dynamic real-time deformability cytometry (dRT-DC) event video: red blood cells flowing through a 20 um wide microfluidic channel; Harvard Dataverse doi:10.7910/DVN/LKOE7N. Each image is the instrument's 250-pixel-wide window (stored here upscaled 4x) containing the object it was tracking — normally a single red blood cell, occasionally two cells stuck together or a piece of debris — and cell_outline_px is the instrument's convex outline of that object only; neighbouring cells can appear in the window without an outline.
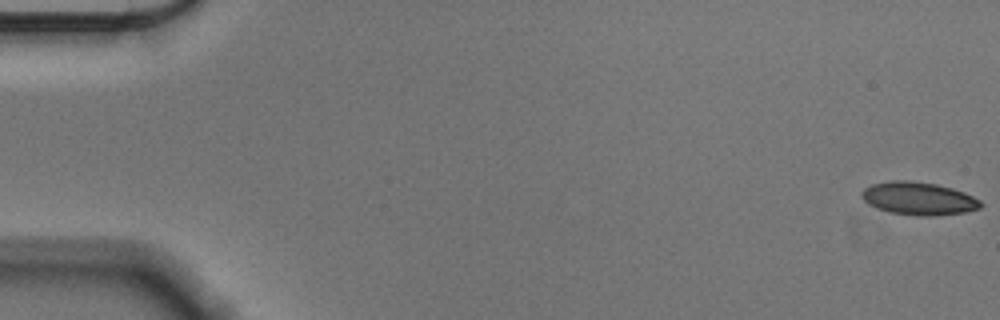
{"species": "Egyptian fruit bat (a non-hibernating species)", "species_latin": "Rousettus aegyptiacus", "temperature_condition": "cold", "stored_images_in_passage": 56, "camera_frame_rate_fps": 3000, "um_per_image_px": 0.085, "animal": {"sex": "male"}, "frame": {"image": 1, "passage_image": 1, "time_ms": 0.0, "image_size_px": [1000, 320], "cell_outline_px": [[984, 204], [980, 208], [964, 212], [932, 216], [920, 216], [892, 212], [868, 204], [860, 196], [860, 192], [864, 188], [872, 184], [892, 180], [904, 180], [936, 184], [952, 188], [964, 192], [980, 200]], "centroid_in_image_um": [78.09, 16.86], "position_along_channel_um": 6.9, "area_um2": 22.66}}
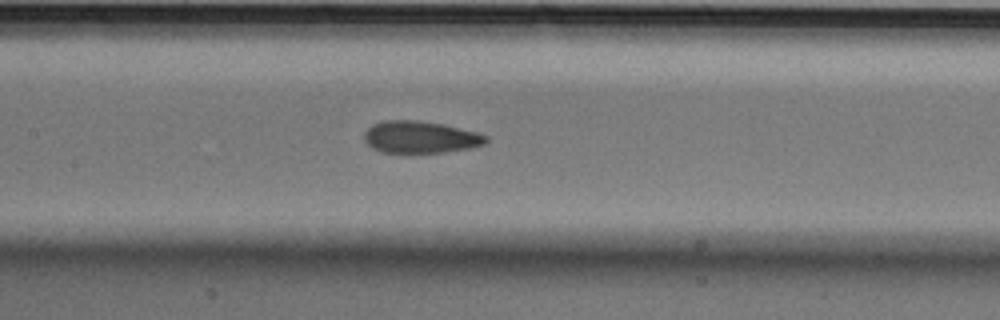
{"frame": {"image": 2, "passage_image": 27, "time_ms": 8.667, "image_size_px": [1000, 320], "cell_outline_px": [[488, 140], [484, 144], [468, 148], [444, 152], [380, 152], [372, 148], [364, 140], [364, 132], [372, 124], [384, 120], [420, 120], [444, 124], [476, 132], [488, 136]], "centroid_in_image_um": [35.7, 11.64], "position_along_channel_um": 171.7, "area_um2": 22.72}}
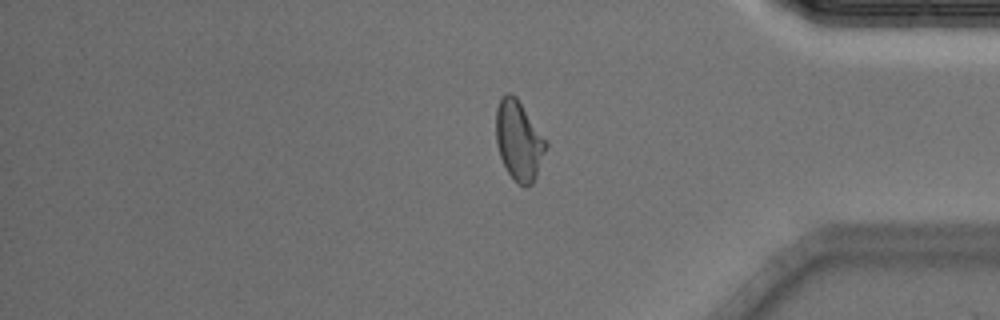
{"frame": {"image": 3, "passage_image": 47, "time_ms": 15.333, "image_size_px": [1000, 320], "cell_outline_px": [[548, 144], [536, 176], [532, 184], [524, 188], [516, 184], [508, 172], [500, 156], [496, 144], [496, 108], [504, 92], [508, 92], [516, 96], [548, 140]], "centroid_in_image_um": [44.11, 11.94], "position_along_channel_um": 391.1, "area_um2": 23.52}, "authors_computed_cell_mechanics": {"area_um2": 22.7732, "velocity_mm_per_s": 3.5849, "shape_relaxation_time_tau1_ms": 6.3831, "shape_relaxation_time_tau2_ms": 1.8694, "deformation_change_tau1": 0.1378, "deformation_change_tau2": 0.0867}}